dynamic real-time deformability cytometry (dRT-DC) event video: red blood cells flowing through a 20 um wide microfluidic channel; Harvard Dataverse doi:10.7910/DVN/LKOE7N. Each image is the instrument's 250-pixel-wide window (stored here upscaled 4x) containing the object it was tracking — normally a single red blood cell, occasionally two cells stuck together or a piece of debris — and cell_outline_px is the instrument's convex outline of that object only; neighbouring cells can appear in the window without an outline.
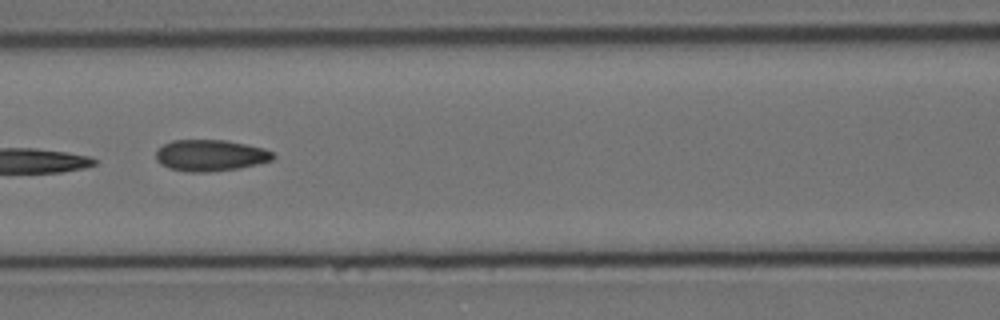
{"species": "Egyptian fruit bat (a non-hibernating species)", "species_latin": "Rousettus aegyptiacus", "temperature_condition": "cold", "stored_images_in_passage": 9, "camera_frame_rate_fps": 3000, "um_per_image_px": 0.085, "animal": {"sex": "female"}, "frame": {"image": 1, "passage_image": 7, "time_ms": 2.0, "image_size_px": [1000, 320], "cell_outline_px": [[276, 156], [272, 160], [240, 168], [208, 172], [188, 172], [168, 168], [160, 164], [156, 160], [156, 152], [164, 144], [172, 140], [224, 140], [264, 148], [272, 152]], "centroid_in_image_um": [17.87, 13.21], "position_along_channel_um": 148.7, "area_um2": 21.39}}
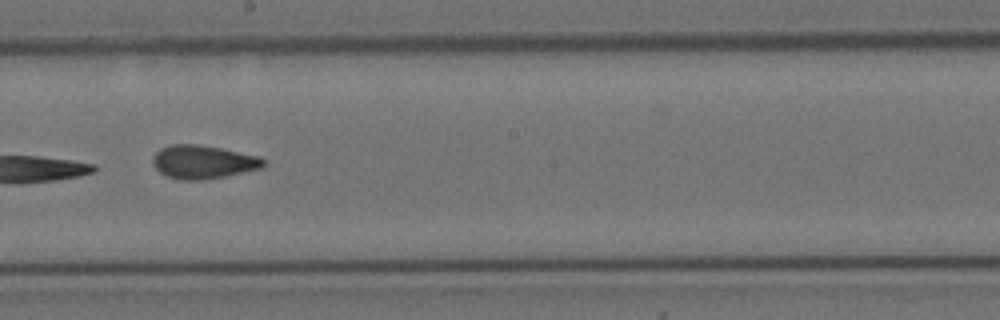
{"frame": {"image": 2, "passage_image": 9, "time_ms": 2.667, "image_size_px": [1000, 320], "cell_outline_px": [[264, 164], [260, 168], [224, 176], [200, 180], [180, 180], [168, 176], [160, 172], [152, 164], [152, 156], [160, 148], [172, 144], [196, 144], [220, 148], [260, 156], [264, 160]], "centroid_in_image_um": [17.22, 13.75], "position_along_channel_um": 231.0, "area_um2": 21.39}}